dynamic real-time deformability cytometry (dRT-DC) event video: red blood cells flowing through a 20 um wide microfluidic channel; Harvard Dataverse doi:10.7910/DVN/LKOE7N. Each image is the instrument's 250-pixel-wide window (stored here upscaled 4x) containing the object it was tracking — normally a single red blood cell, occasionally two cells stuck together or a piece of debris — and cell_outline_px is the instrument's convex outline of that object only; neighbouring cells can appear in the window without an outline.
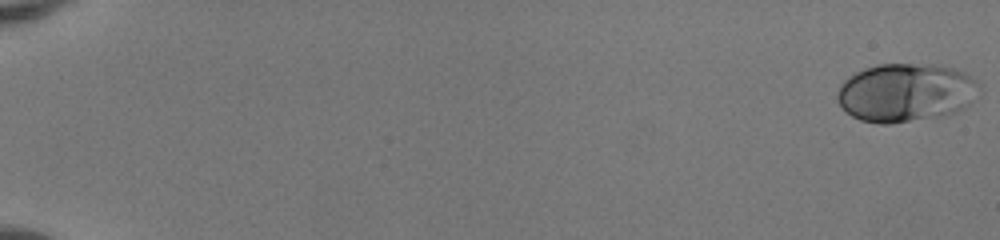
{"species": "human", "species_latin": "Homo sapiens", "temperature_condition": "room temperature", "stored_images_in_passage": 52, "camera_frame_rate_fps": 3000, "um_per_image_px": 0.085, "donor": {"sex": "female"}, "frame": {"image": 1, "passage_image": 1, "time_ms": 0.0, "image_size_px": [1000, 240], "cell_outline_px": [[976, 84], [972, 100], [964, 108], [944, 116], [888, 124], [880, 124], [860, 120], [852, 116], [836, 100], [836, 92], [840, 84], [848, 76], [864, 68], [876, 64], [936, 64], [952, 68], [964, 72], [976, 80]], "centroid_in_image_um": [76.92, 7.86], "position_along_channel_um": 8.1, "area_um2": 48.26}}
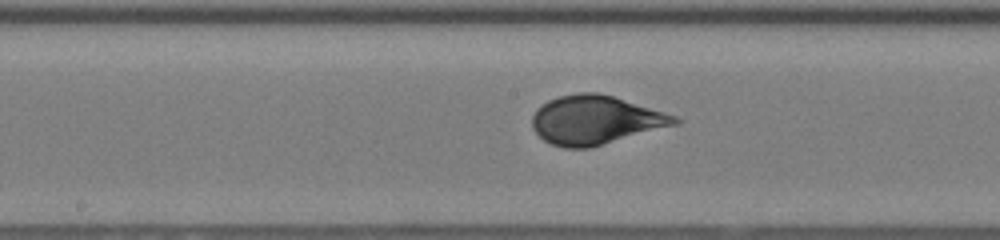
{"frame": {"image": 2, "passage_image": 30, "time_ms": 9.667, "image_size_px": [1000, 240], "cell_outline_px": [[684, 120], [680, 124], [588, 148], [564, 148], [552, 144], [544, 140], [532, 128], [532, 116], [536, 108], [548, 100], [560, 96], [580, 92], [596, 92], [612, 96], [664, 112], [676, 116]], "centroid_in_image_um": [50.62, 10.2], "position_along_channel_um": 197.6, "area_um2": 40.46}}
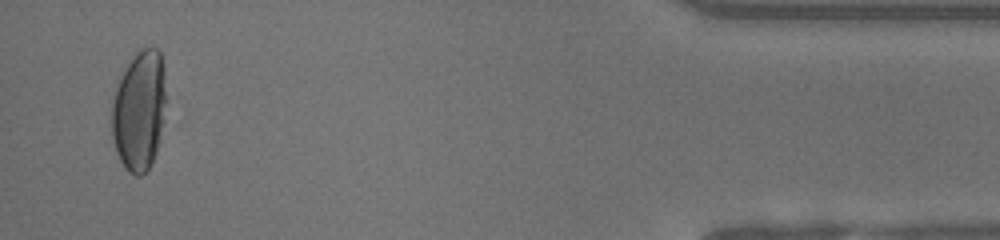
{"frame": {"image": 3, "passage_image": 51, "time_ms": 16.667, "image_size_px": [1000, 240], "cell_outline_px": [[164, 120], [160, 140], [156, 152], [148, 168], [140, 176], [136, 176], [128, 172], [120, 160], [116, 152], [112, 136], [112, 104], [116, 88], [120, 76], [124, 68], [136, 52], [140, 48], [156, 48], [160, 52], [164, 68]], "centroid_in_image_um": [11.83, 9.4], "position_along_channel_um": 423.4, "area_um2": 37.97}, "authors_computed_cell_mechanics": {"area_um2": 40.5756, "velocity_mm_per_s": 4.0888, "shape_relaxation_time_tau1_ms": 4.2688, "shape_relaxation_time_tau2_ms": null, "deformation_change_tau1": 0.2044, "deformation_change_tau2": null}}